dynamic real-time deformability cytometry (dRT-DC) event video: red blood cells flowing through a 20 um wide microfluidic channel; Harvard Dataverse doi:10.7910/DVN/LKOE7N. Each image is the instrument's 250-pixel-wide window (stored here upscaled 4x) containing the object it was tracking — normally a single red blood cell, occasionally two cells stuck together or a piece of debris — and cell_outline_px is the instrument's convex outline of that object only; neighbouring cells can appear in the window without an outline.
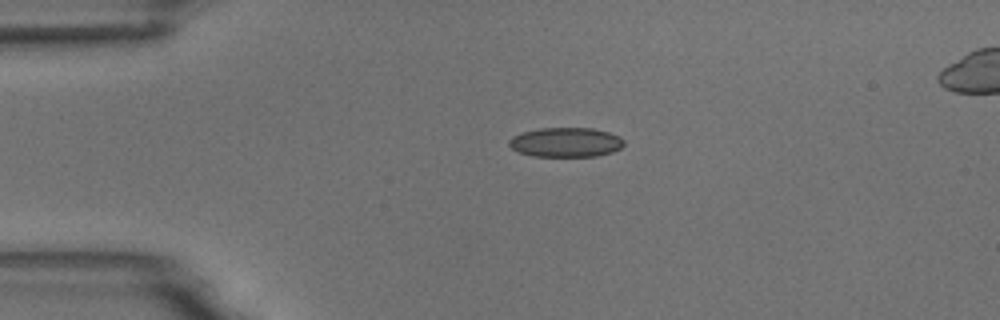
{"species": "common noctule bat (a hibernating species)", "species_latin": "Nyctalus noctula", "temperature_condition": "room temperature", "stored_images_in_passage": 3, "camera_frame_rate_fps": 3000, "um_per_image_px": 0.085, "animal": {"sex": "male", "body_mass_g": 18.8}, "frame": {"image": 1, "passage_image": 1, "time_ms": 0.0, "image_size_px": [1000, 320], "cell_outline_px": [[624, 144], [620, 148], [612, 152], [596, 156], [532, 156], [520, 152], [512, 148], [508, 144], [508, 140], [512, 136], [524, 132], [540, 128], [592, 128], [608, 132], [620, 136], [624, 140]], "centroid_in_image_um": [48.1, 12.09], "position_along_channel_um": 36.9, "area_um2": 19.71}}